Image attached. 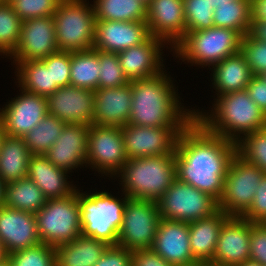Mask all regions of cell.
<instances>
[{
  "mask_svg": "<svg viewBox=\"0 0 266 266\" xmlns=\"http://www.w3.org/2000/svg\"><path fill=\"white\" fill-rule=\"evenodd\" d=\"M241 52L253 75L266 71V42L257 40L250 32L242 37Z\"/></svg>",
  "mask_w": 266,
  "mask_h": 266,
  "instance_id": "cell-42",
  "label": "cell"
},
{
  "mask_svg": "<svg viewBox=\"0 0 266 266\" xmlns=\"http://www.w3.org/2000/svg\"><path fill=\"white\" fill-rule=\"evenodd\" d=\"M58 51L54 16L31 18L23 21L19 44L7 59L41 60Z\"/></svg>",
  "mask_w": 266,
  "mask_h": 266,
  "instance_id": "cell-15",
  "label": "cell"
},
{
  "mask_svg": "<svg viewBox=\"0 0 266 266\" xmlns=\"http://www.w3.org/2000/svg\"><path fill=\"white\" fill-rule=\"evenodd\" d=\"M7 257L6 252L4 251L3 245L0 241V261Z\"/></svg>",
  "mask_w": 266,
  "mask_h": 266,
  "instance_id": "cell-56",
  "label": "cell"
},
{
  "mask_svg": "<svg viewBox=\"0 0 266 266\" xmlns=\"http://www.w3.org/2000/svg\"><path fill=\"white\" fill-rule=\"evenodd\" d=\"M249 97L266 114V81L261 75H254L247 85Z\"/></svg>",
  "mask_w": 266,
  "mask_h": 266,
  "instance_id": "cell-47",
  "label": "cell"
},
{
  "mask_svg": "<svg viewBox=\"0 0 266 266\" xmlns=\"http://www.w3.org/2000/svg\"><path fill=\"white\" fill-rule=\"evenodd\" d=\"M143 3H145L146 5H148L152 0H141Z\"/></svg>",
  "mask_w": 266,
  "mask_h": 266,
  "instance_id": "cell-58",
  "label": "cell"
},
{
  "mask_svg": "<svg viewBox=\"0 0 266 266\" xmlns=\"http://www.w3.org/2000/svg\"><path fill=\"white\" fill-rule=\"evenodd\" d=\"M23 21L9 2L0 4V56L8 58L17 48ZM2 55L4 57H2Z\"/></svg>",
  "mask_w": 266,
  "mask_h": 266,
  "instance_id": "cell-36",
  "label": "cell"
},
{
  "mask_svg": "<svg viewBox=\"0 0 266 266\" xmlns=\"http://www.w3.org/2000/svg\"><path fill=\"white\" fill-rule=\"evenodd\" d=\"M251 222L230 216L222 225L216 243L214 266H236L250 259Z\"/></svg>",
  "mask_w": 266,
  "mask_h": 266,
  "instance_id": "cell-19",
  "label": "cell"
},
{
  "mask_svg": "<svg viewBox=\"0 0 266 266\" xmlns=\"http://www.w3.org/2000/svg\"><path fill=\"white\" fill-rule=\"evenodd\" d=\"M214 27L237 31L242 37L252 26V0H234L214 8Z\"/></svg>",
  "mask_w": 266,
  "mask_h": 266,
  "instance_id": "cell-33",
  "label": "cell"
},
{
  "mask_svg": "<svg viewBox=\"0 0 266 266\" xmlns=\"http://www.w3.org/2000/svg\"><path fill=\"white\" fill-rule=\"evenodd\" d=\"M240 217L253 223L266 221V174L259 182L250 207Z\"/></svg>",
  "mask_w": 266,
  "mask_h": 266,
  "instance_id": "cell-43",
  "label": "cell"
},
{
  "mask_svg": "<svg viewBox=\"0 0 266 266\" xmlns=\"http://www.w3.org/2000/svg\"><path fill=\"white\" fill-rule=\"evenodd\" d=\"M250 33L257 40L266 42V21H252Z\"/></svg>",
  "mask_w": 266,
  "mask_h": 266,
  "instance_id": "cell-50",
  "label": "cell"
},
{
  "mask_svg": "<svg viewBox=\"0 0 266 266\" xmlns=\"http://www.w3.org/2000/svg\"><path fill=\"white\" fill-rule=\"evenodd\" d=\"M5 131H4V126H3V122H2V119H1V116H0V146H1V142L5 136Z\"/></svg>",
  "mask_w": 266,
  "mask_h": 266,
  "instance_id": "cell-55",
  "label": "cell"
},
{
  "mask_svg": "<svg viewBox=\"0 0 266 266\" xmlns=\"http://www.w3.org/2000/svg\"><path fill=\"white\" fill-rule=\"evenodd\" d=\"M63 0H10L13 11L22 20L53 16Z\"/></svg>",
  "mask_w": 266,
  "mask_h": 266,
  "instance_id": "cell-41",
  "label": "cell"
},
{
  "mask_svg": "<svg viewBox=\"0 0 266 266\" xmlns=\"http://www.w3.org/2000/svg\"><path fill=\"white\" fill-rule=\"evenodd\" d=\"M5 183L0 178V206L4 205Z\"/></svg>",
  "mask_w": 266,
  "mask_h": 266,
  "instance_id": "cell-52",
  "label": "cell"
},
{
  "mask_svg": "<svg viewBox=\"0 0 266 266\" xmlns=\"http://www.w3.org/2000/svg\"><path fill=\"white\" fill-rule=\"evenodd\" d=\"M94 266H132V251L121 246H108Z\"/></svg>",
  "mask_w": 266,
  "mask_h": 266,
  "instance_id": "cell-46",
  "label": "cell"
},
{
  "mask_svg": "<svg viewBox=\"0 0 266 266\" xmlns=\"http://www.w3.org/2000/svg\"><path fill=\"white\" fill-rule=\"evenodd\" d=\"M262 78H264V80L266 81V71L261 75Z\"/></svg>",
  "mask_w": 266,
  "mask_h": 266,
  "instance_id": "cell-59",
  "label": "cell"
},
{
  "mask_svg": "<svg viewBox=\"0 0 266 266\" xmlns=\"http://www.w3.org/2000/svg\"><path fill=\"white\" fill-rule=\"evenodd\" d=\"M252 21H266V0H252Z\"/></svg>",
  "mask_w": 266,
  "mask_h": 266,
  "instance_id": "cell-49",
  "label": "cell"
},
{
  "mask_svg": "<svg viewBox=\"0 0 266 266\" xmlns=\"http://www.w3.org/2000/svg\"><path fill=\"white\" fill-rule=\"evenodd\" d=\"M175 266H214L210 261L196 260L191 263L175 265Z\"/></svg>",
  "mask_w": 266,
  "mask_h": 266,
  "instance_id": "cell-51",
  "label": "cell"
},
{
  "mask_svg": "<svg viewBox=\"0 0 266 266\" xmlns=\"http://www.w3.org/2000/svg\"><path fill=\"white\" fill-rule=\"evenodd\" d=\"M108 246L81 234L69 243L54 247L55 266H94Z\"/></svg>",
  "mask_w": 266,
  "mask_h": 266,
  "instance_id": "cell-29",
  "label": "cell"
},
{
  "mask_svg": "<svg viewBox=\"0 0 266 266\" xmlns=\"http://www.w3.org/2000/svg\"><path fill=\"white\" fill-rule=\"evenodd\" d=\"M7 256L11 266H55L54 247L42 242Z\"/></svg>",
  "mask_w": 266,
  "mask_h": 266,
  "instance_id": "cell-39",
  "label": "cell"
},
{
  "mask_svg": "<svg viewBox=\"0 0 266 266\" xmlns=\"http://www.w3.org/2000/svg\"><path fill=\"white\" fill-rule=\"evenodd\" d=\"M242 36L232 29L211 27L186 32L172 49V57L184 64L210 69L213 65L241 51ZM187 62V63H186Z\"/></svg>",
  "mask_w": 266,
  "mask_h": 266,
  "instance_id": "cell-6",
  "label": "cell"
},
{
  "mask_svg": "<svg viewBox=\"0 0 266 266\" xmlns=\"http://www.w3.org/2000/svg\"><path fill=\"white\" fill-rule=\"evenodd\" d=\"M82 191L77 187L82 235L101 240L109 246L117 245L123 211L129 198L123 192L122 198L115 197L104 189L92 193Z\"/></svg>",
  "mask_w": 266,
  "mask_h": 266,
  "instance_id": "cell-5",
  "label": "cell"
},
{
  "mask_svg": "<svg viewBox=\"0 0 266 266\" xmlns=\"http://www.w3.org/2000/svg\"><path fill=\"white\" fill-rule=\"evenodd\" d=\"M151 36L162 39L170 52L185 37L183 0H152L146 7Z\"/></svg>",
  "mask_w": 266,
  "mask_h": 266,
  "instance_id": "cell-17",
  "label": "cell"
},
{
  "mask_svg": "<svg viewBox=\"0 0 266 266\" xmlns=\"http://www.w3.org/2000/svg\"><path fill=\"white\" fill-rule=\"evenodd\" d=\"M151 249L173 266L196 261L191 253L187 222L161 218Z\"/></svg>",
  "mask_w": 266,
  "mask_h": 266,
  "instance_id": "cell-23",
  "label": "cell"
},
{
  "mask_svg": "<svg viewBox=\"0 0 266 266\" xmlns=\"http://www.w3.org/2000/svg\"><path fill=\"white\" fill-rule=\"evenodd\" d=\"M151 37L146 21L96 20L93 49L119 53Z\"/></svg>",
  "mask_w": 266,
  "mask_h": 266,
  "instance_id": "cell-18",
  "label": "cell"
},
{
  "mask_svg": "<svg viewBox=\"0 0 266 266\" xmlns=\"http://www.w3.org/2000/svg\"><path fill=\"white\" fill-rule=\"evenodd\" d=\"M160 221L157 201L129 198L123 211L117 245L130 251L151 249Z\"/></svg>",
  "mask_w": 266,
  "mask_h": 266,
  "instance_id": "cell-9",
  "label": "cell"
},
{
  "mask_svg": "<svg viewBox=\"0 0 266 266\" xmlns=\"http://www.w3.org/2000/svg\"><path fill=\"white\" fill-rule=\"evenodd\" d=\"M186 32L214 27V7L208 0H183Z\"/></svg>",
  "mask_w": 266,
  "mask_h": 266,
  "instance_id": "cell-38",
  "label": "cell"
},
{
  "mask_svg": "<svg viewBox=\"0 0 266 266\" xmlns=\"http://www.w3.org/2000/svg\"><path fill=\"white\" fill-rule=\"evenodd\" d=\"M265 172L236 153L224 179L218 208L228 216L240 217L249 207Z\"/></svg>",
  "mask_w": 266,
  "mask_h": 266,
  "instance_id": "cell-10",
  "label": "cell"
},
{
  "mask_svg": "<svg viewBox=\"0 0 266 266\" xmlns=\"http://www.w3.org/2000/svg\"><path fill=\"white\" fill-rule=\"evenodd\" d=\"M236 266H263V265H261L259 262L252 261L249 259V260H246L243 263H240Z\"/></svg>",
  "mask_w": 266,
  "mask_h": 266,
  "instance_id": "cell-54",
  "label": "cell"
},
{
  "mask_svg": "<svg viewBox=\"0 0 266 266\" xmlns=\"http://www.w3.org/2000/svg\"><path fill=\"white\" fill-rule=\"evenodd\" d=\"M237 153L266 174V127L245 135L236 143Z\"/></svg>",
  "mask_w": 266,
  "mask_h": 266,
  "instance_id": "cell-37",
  "label": "cell"
},
{
  "mask_svg": "<svg viewBox=\"0 0 266 266\" xmlns=\"http://www.w3.org/2000/svg\"><path fill=\"white\" fill-rule=\"evenodd\" d=\"M92 124L123 127L128 123L132 104L131 82L124 86L95 90Z\"/></svg>",
  "mask_w": 266,
  "mask_h": 266,
  "instance_id": "cell-24",
  "label": "cell"
},
{
  "mask_svg": "<svg viewBox=\"0 0 266 266\" xmlns=\"http://www.w3.org/2000/svg\"><path fill=\"white\" fill-rule=\"evenodd\" d=\"M210 71V86L214 88L216 96L245 90L254 76L241 51L213 65Z\"/></svg>",
  "mask_w": 266,
  "mask_h": 266,
  "instance_id": "cell-26",
  "label": "cell"
},
{
  "mask_svg": "<svg viewBox=\"0 0 266 266\" xmlns=\"http://www.w3.org/2000/svg\"><path fill=\"white\" fill-rule=\"evenodd\" d=\"M176 178L174 154H164L128 159L113 180L130 199L158 201Z\"/></svg>",
  "mask_w": 266,
  "mask_h": 266,
  "instance_id": "cell-4",
  "label": "cell"
},
{
  "mask_svg": "<svg viewBox=\"0 0 266 266\" xmlns=\"http://www.w3.org/2000/svg\"><path fill=\"white\" fill-rule=\"evenodd\" d=\"M157 203L161 218L187 223L207 218L219 210L215 198L178 178Z\"/></svg>",
  "mask_w": 266,
  "mask_h": 266,
  "instance_id": "cell-11",
  "label": "cell"
},
{
  "mask_svg": "<svg viewBox=\"0 0 266 266\" xmlns=\"http://www.w3.org/2000/svg\"><path fill=\"white\" fill-rule=\"evenodd\" d=\"M98 88L119 87L130 81L124 75L117 53L99 51Z\"/></svg>",
  "mask_w": 266,
  "mask_h": 266,
  "instance_id": "cell-40",
  "label": "cell"
},
{
  "mask_svg": "<svg viewBox=\"0 0 266 266\" xmlns=\"http://www.w3.org/2000/svg\"><path fill=\"white\" fill-rule=\"evenodd\" d=\"M31 153L23 137L5 135L0 146V178L5 184L28 176Z\"/></svg>",
  "mask_w": 266,
  "mask_h": 266,
  "instance_id": "cell-30",
  "label": "cell"
},
{
  "mask_svg": "<svg viewBox=\"0 0 266 266\" xmlns=\"http://www.w3.org/2000/svg\"><path fill=\"white\" fill-rule=\"evenodd\" d=\"M165 45L162 39L151 36L146 42L117 53L127 79L131 82L149 78L165 70L163 62L167 59L163 53L169 47Z\"/></svg>",
  "mask_w": 266,
  "mask_h": 266,
  "instance_id": "cell-20",
  "label": "cell"
},
{
  "mask_svg": "<svg viewBox=\"0 0 266 266\" xmlns=\"http://www.w3.org/2000/svg\"><path fill=\"white\" fill-rule=\"evenodd\" d=\"M0 241L7 255L41 243L35 214L0 206Z\"/></svg>",
  "mask_w": 266,
  "mask_h": 266,
  "instance_id": "cell-22",
  "label": "cell"
},
{
  "mask_svg": "<svg viewBox=\"0 0 266 266\" xmlns=\"http://www.w3.org/2000/svg\"><path fill=\"white\" fill-rule=\"evenodd\" d=\"M214 8H218V5L227 4V2H231L234 0H208Z\"/></svg>",
  "mask_w": 266,
  "mask_h": 266,
  "instance_id": "cell-53",
  "label": "cell"
},
{
  "mask_svg": "<svg viewBox=\"0 0 266 266\" xmlns=\"http://www.w3.org/2000/svg\"><path fill=\"white\" fill-rule=\"evenodd\" d=\"M250 260L266 266V225L251 222Z\"/></svg>",
  "mask_w": 266,
  "mask_h": 266,
  "instance_id": "cell-45",
  "label": "cell"
},
{
  "mask_svg": "<svg viewBox=\"0 0 266 266\" xmlns=\"http://www.w3.org/2000/svg\"><path fill=\"white\" fill-rule=\"evenodd\" d=\"M52 83L59 88L70 86V52L58 51L51 54Z\"/></svg>",
  "mask_w": 266,
  "mask_h": 266,
  "instance_id": "cell-44",
  "label": "cell"
},
{
  "mask_svg": "<svg viewBox=\"0 0 266 266\" xmlns=\"http://www.w3.org/2000/svg\"><path fill=\"white\" fill-rule=\"evenodd\" d=\"M35 216L42 243L56 247L73 241L82 234L77 188L68 197L47 199Z\"/></svg>",
  "mask_w": 266,
  "mask_h": 266,
  "instance_id": "cell-8",
  "label": "cell"
},
{
  "mask_svg": "<svg viewBox=\"0 0 266 266\" xmlns=\"http://www.w3.org/2000/svg\"><path fill=\"white\" fill-rule=\"evenodd\" d=\"M229 217L218 210L207 218L188 223L191 253L196 260L213 259L221 227Z\"/></svg>",
  "mask_w": 266,
  "mask_h": 266,
  "instance_id": "cell-27",
  "label": "cell"
},
{
  "mask_svg": "<svg viewBox=\"0 0 266 266\" xmlns=\"http://www.w3.org/2000/svg\"><path fill=\"white\" fill-rule=\"evenodd\" d=\"M65 123L49 113L23 136L31 155H45L60 136Z\"/></svg>",
  "mask_w": 266,
  "mask_h": 266,
  "instance_id": "cell-35",
  "label": "cell"
},
{
  "mask_svg": "<svg viewBox=\"0 0 266 266\" xmlns=\"http://www.w3.org/2000/svg\"><path fill=\"white\" fill-rule=\"evenodd\" d=\"M88 0H63L54 13L56 45L59 51L92 50L95 11Z\"/></svg>",
  "mask_w": 266,
  "mask_h": 266,
  "instance_id": "cell-7",
  "label": "cell"
},
{
  "mask_svg": "<svg viewBox=\"0 0 266 266\" xmlns=\"http://www.w3.org/2000/svg\"><path fill=\"white\" fill-rule=\"evenodd\" d=\"M96 20L146 21L147 5L141 0H93Z\"/></svg>",
  "mask_w": 266,
  "mask_h": 266,
  "instance_id": "cell-34",
  "label": "cell"
},
{
  "mask_svg": "<svg viewBox=\"0 0 266 266\" xmlns=\"http://www.w3.org/2000/svg\"><path fill=\"white\" fill-rule=\"evenodd\" d=\"M172 79L165 69L155 76L131 81L129 124L183 130L194 119L193 110L181 103Z\"/></svg>",
  "mask_w": 266,
  "mask_h": 266,
  "instance_id": "cell-2",
  "label": "cell"
},
{
  "mask_svg": "<svg viewBox=\"0 0 266 266\" xmlns=\"http://www.w3.org/2000/svg\"><path fill=\"white\" fill-rule=\"evenodd\" d=\"M17 88L48 97L59 87L52 83L51 55L41 60L12 61ZM18 83V84H17Z\"/></svg>",
  "mask_w": 266,
  "mask_h": 266,
  "instance_id": "cell-28",
  "label": "cell"
},
{
  "mask_svg": "<svg viewBox=\"0 0 266 266\" xmlns=\"http://www.w3.org/2000/svg\"><path fill=\"white\" fill-rule=\"evenodd\" d=\"M46 202L44 193L28 177L5 184L4 206L35 214Z\"/></svg>",
  "mask_w": 266,
  "mask_h": 266,
  "instance_id": "cell-31",
  "label": "cell"
},
{
  "mask_svg": "<svg viewBox=\"0 0 266 266\" xmlns=\"http://www.w3.org/2000/svg\"><path fill=\"white\" fill-rule=\"evenodd\" d=\"M132 266H173L152 249L132 251Z\"/></svg>",
  "mask_w": 266,
  "mask_h": 266,
  "instance_id": "cell-48",
  "label": "cell"
},
{
  "mask_svg": "<svg viewBox=\"0 0 266 266\" xmlns=\"http://www.w3.org/2000/svg\"><path fill=\"white\" fill-rule=\"evenodd\" d=\"M4 2H6V0H0V4H2V3H4Z\"/></svg>",
  "mask_w": 266,
  "mask_h": 266,
  "instance_id": "cell-60",
  "label": "cell"
},
{
  "mask_svg": "<svg viewBox=\"0 0 266 266\" xmlns=\"http://www.w3.org/2000/svg\"><path fill=\"white\" fill-rule=\"evenodd\" d=\"M236 153V143L210 133L193 119L181 130L176 143V177L219 201Z\"/></svg>",
  "mask_w": 266,
  "mask_h": 266,
  "instance_id": "cell-1",
  "label": "cell"
},
{
  "mask_svg": "<svg viewBox=\"0 0 266 266\" xmlns=\"http://www.w3.org/2000/svg\"><path fill=\"white\" fill-rule=\"evenodd\" d=\"M215 97L209 112L191 108L194 119L210 133L237 143L245 135L266 127V114L249 97L246 89Z\"/></svg>",
  "mask_w": 266,
  "mask_h": 266,
  "instance_id": "cell-3",
  "label": "cell"
},
{
  "mask_svg": "<svg viewBox=\"0 0 266 266\" xmlns=\"http://www.w3.org/2000/svg\"><path fill=\"white\" fill-rule=\"evenodd\" d=\"M127 161L122 127L89 126L87 168L113 179Z\"/></svg>",
  "mask_w": 266,
  "mask_h": 266,
  "instance_id": "cell-12",
  "label": "cell"
},
{
  "mask_svg": "<svg viewBox=\"0 0 266 266\" xmlns=\"http://www.w3.org/2000/svg\"><path fill=\"white\" fill-rule=\"evenodd\" d=\"M0 266H11L8 256L5 259L0 261Z\"/></svg>",
  "mask_w": 266,
  "mask_h": 266,
  "instance_id": "cell-57",
  "label": "cell"
},
{
  "mask_svg": "<svg viewBox=\"0 0 266 266\" xmlns=\"http://www.w3.org/2000/svg\"><path fill=\"white\" fill-rule=\"evenodd\" d=\"M46 100L47 112L65 124L90 126L93 122L95 90L65 86L55 90Z\"/></svg>",
  "mask_w": 266,
  "mask_h": 266,
  "instance_id": "cell-16",
  "label": "cell"
},
{
  "mask_svg": "<svg viewBox=\"0 0 266 266\" xmlns=\"http://www.w3.org/2000/svg\"><path fill=\"white\" fill-rule=\"evenodd\" d=\"M19 92L0 108L5 134L13 137H23L48 114L46 97L22 88Z\"/></svg>",
  "mask_w": 266,
  "mask_h": 266,
  "instance_id": "cell-14",
  "label": "cell"
},
{
  "mask_svg": "<svg viewBox=\"0 0 266 266\" xmlns=\"http://www.w3.org/2000/svg\"><path fill=\"white\" fill-rule=\"evenodd\" d=\"M99 50L70 52V86L98 89Z\"/></svg>",
  "mask_w": 266,
  "mask_h": 266,
  "instance_id": "cell-32",
  "label": "cell"
},
{
  "mask_svg": "<svg viewBox=\"0 0 266 266\" xmlns=\"http://www.w3.org/2000/svg\"><path fill=\"white\" fill-rule=\"evenodd\" d=\"M178 127H148L127 123L122 127L128 159L175 154Z\"/></svg>",
  "mask_w": 266,
  "mask_h": 266,
  "instance_id": "cell-13",
  "label": "cell"
},
{
  "mask_svg": "<svg viewBox=\"0 0 266 266\" xmlns=\"http://www.w3.org/2000/svg\"><path fill=\"white\" fill-rule=\"evenodd\" d=\"M88 134L87 125L65 124L60 136L45 156L53 165L69 173L79 167L87 168Z\"/></svg>",
  "mask_w": 266,
  "mask_h": 266,
  "instance_id": "cell-21",
  "label": "cell"
},
{
  "mask_svg": "<svg viewBox=\"0 0 266 266\" xmlns=\"http://www.w3.org/2000/svg\"><path fill=\"white\" fill-rule=\"evenodd\" d=\"M70 173L53 165L45 155H31L28 178L44 193L47 199L64 198L71 195L79 185H74ZM69 177V178H68Z\"/></svg>",
  "mask_w": 266,
  "mask_h": 266,
  "instance_id": "cell-25",
  "label": "cell"
}]
</instances>
